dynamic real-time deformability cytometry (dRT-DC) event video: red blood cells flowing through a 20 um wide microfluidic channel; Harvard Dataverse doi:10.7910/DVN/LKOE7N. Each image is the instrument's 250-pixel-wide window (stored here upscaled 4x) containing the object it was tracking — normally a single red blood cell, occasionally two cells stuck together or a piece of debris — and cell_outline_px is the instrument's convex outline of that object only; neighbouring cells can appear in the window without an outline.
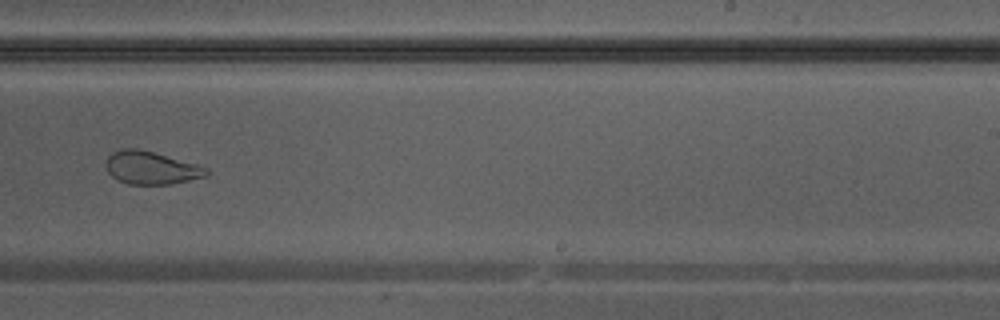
{"species": "Egyptian fruit bat (a non-hibernating species)", "species_latin": "Rousettus aegyptiacus", "temperature_condition": "warm", "stored_images_in_passage": 29, "camera_frame_rate_fps": 3000, "um_per_image_px": 0.085, "animal": {"sex": "male"}, "frame": {"image": 1, "passage_image": 13, "time_ms": 4.0, "image_size_px": [1000, 320], "cell_outline_px": [[212, 172], [208, 176], [172, 184], [128, 184], [112, 176], [108, 172], [104, 164], [108, 156], [112, 152], [124, 148], [136, 148], [152, 152], [196, 164], [208, 168]], "centroid_in_image_um": [12.86, 14.27], "position_along_channel_um": 276.1, "area_um2": 19.25}}